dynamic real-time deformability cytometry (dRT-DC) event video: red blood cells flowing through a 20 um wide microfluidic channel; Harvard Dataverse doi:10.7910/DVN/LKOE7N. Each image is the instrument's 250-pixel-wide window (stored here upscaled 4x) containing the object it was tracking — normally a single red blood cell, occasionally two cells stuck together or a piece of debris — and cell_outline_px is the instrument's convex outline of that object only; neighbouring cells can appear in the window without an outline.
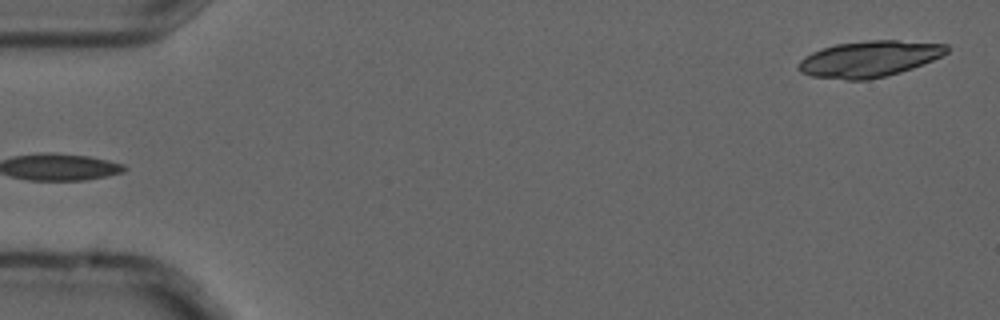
{"species": "common noctule bat (a hibernating species)", "species_latin": "Nyctalus noctula", "temperature_condition": "cold", "stored_images_in_passage": 6, "segment_of_instrument_passage": [2, 2], "camera_frame_rate_fps": 3000, "um_per_image_px": 0.085, "animal": {"sex": "male", "forearm_length_mm": 52.5}, "frame": {"image": 1, "passage_image": 6, "time_ms": 1.667, "image_size_px": [1000, 320], "cell_outline_px": [[952, 48], [948, 52], [932, 60], [912, 68], [900, 72], [868, 80], [844, 80], [812, 76], [800, 72], [796, 68], [800, 60], [804, 56], [812, 52], [836, 44], [868, 40], [896, 40], [948, 44]], "centroid_in_image_um": [73.88, 5.0], "position_along_channel_um": 11.1, "area_um2": 31.27}}